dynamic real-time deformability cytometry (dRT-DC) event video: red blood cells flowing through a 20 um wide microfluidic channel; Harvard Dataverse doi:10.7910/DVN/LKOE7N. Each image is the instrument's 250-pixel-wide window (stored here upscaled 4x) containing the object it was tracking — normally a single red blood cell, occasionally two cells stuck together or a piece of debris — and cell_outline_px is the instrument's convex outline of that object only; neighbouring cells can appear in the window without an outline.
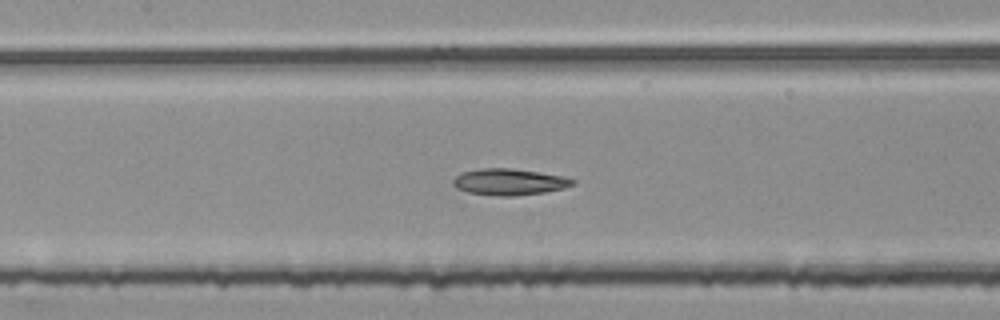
{"species": "common noctule bat (a hibernating species)", "species_latin": "Nyctalus noctula", "temperature_condition": "room temperature", "stored_images_in_passage": 54, "segment_of_instrument_passage": [2, 2], "camera_frame_rate_fps": 3000, "um_per_image_px": 0.085, "animal": {"sex": "female", "body_mass_g": 25.1}, "frame": {"image": 1, "passage_image": 25, "time_ms": 8.0, "image_size_px": [1000, 320], "cell_outline_px": [[576, 184], [564, 188], [544, 192], [512, 196], [500, 196], [468, 192], [456, 188], [452, 184], [452, 180], [456, 176], [464, 172], [480, 168], [508, 168], [540, 172], [560, 176], [576, 180]], "centroid_in_image_um": [43.28, 15.46], "position_along_channel_um": 164.1, "area_um2": 18.26}}
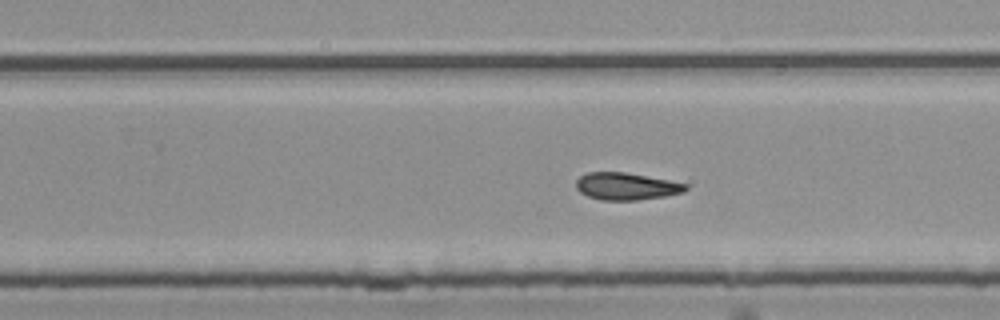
{"frame": {"image": 2, "passage_image": 34, "time_ms": 11.0, "image_size_px": [1000, 320], "cell_outline_px": [[688, 188], [684, 192], [664, 196], [636, 200], [600, 200], [588, 196], [580, 192], [576, 188], [576, 180], [580, 176], [588, 172], [624, 172], [668, 180], [688, 184]], "centroid_in_image_um": [53.22, 15.83], "position_along_channel_um": 276.6, "area_um2": 17.28}}
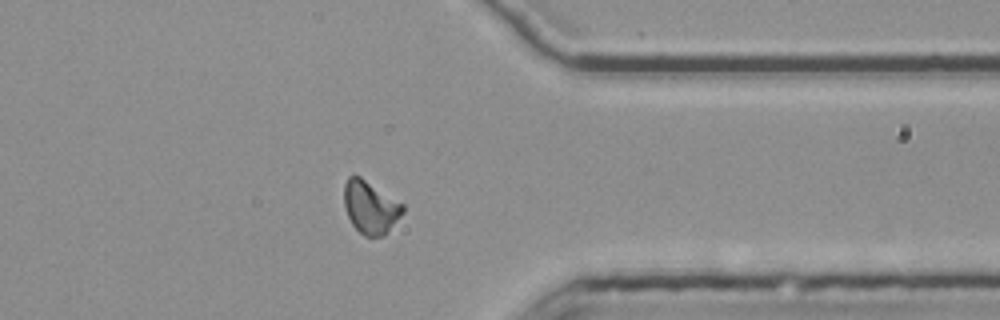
{"frame": {"image": 3, "passage_image": 43, "time_ms": 14.0, "image_size_px": [1000, 320], "cell_outline_px": [[404, 212], [384, 236], [364, 236], [352, 224], [348, 216], [344, 204], [344, 184], [348, 176], [360, 176], [404, 204]], "centroid_in_image_um": [31.49, 17.61], "position_along_channel_um": 379.9, "area_um2": 17.98}}